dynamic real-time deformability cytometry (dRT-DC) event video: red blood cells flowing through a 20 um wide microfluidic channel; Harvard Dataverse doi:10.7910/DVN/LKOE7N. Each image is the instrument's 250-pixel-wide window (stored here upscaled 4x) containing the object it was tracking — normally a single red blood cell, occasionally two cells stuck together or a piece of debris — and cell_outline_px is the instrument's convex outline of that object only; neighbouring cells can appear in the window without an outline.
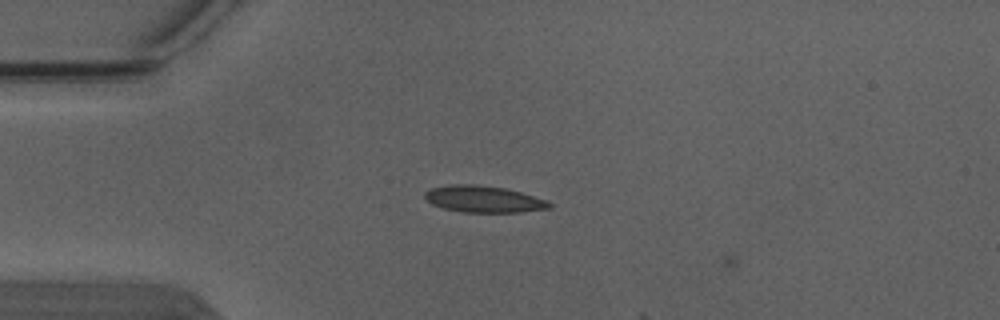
{"species": "Egyptian fruit bat (a non-hibernating species)", "species_latin": "Rousettus aegyptiacus", "temperature_condition": "warm", "stored_images_in_passage": 5, "camera_frame_rate_fps": 3000, "um_per_image_px": 0.085, "animal": {"sex": "male"}, "frame": {"image": 1, "passage_image": 4, "time_ms": 1.0, "image_size_px": [1000, 320], "cell_outline_px": [[552, 208], [520, 212], [464, 212], [444, 208], [432, 204], [424, 196], [424, 192], [432, 188], [448, 184], [476, 184], [504, 188], [520, 192], [548, 200], [552, 204]], "centroid_in_image_um": [41.13, 16.92], "position_along_channel_um": 43.9, "area_um2": 19.31}}